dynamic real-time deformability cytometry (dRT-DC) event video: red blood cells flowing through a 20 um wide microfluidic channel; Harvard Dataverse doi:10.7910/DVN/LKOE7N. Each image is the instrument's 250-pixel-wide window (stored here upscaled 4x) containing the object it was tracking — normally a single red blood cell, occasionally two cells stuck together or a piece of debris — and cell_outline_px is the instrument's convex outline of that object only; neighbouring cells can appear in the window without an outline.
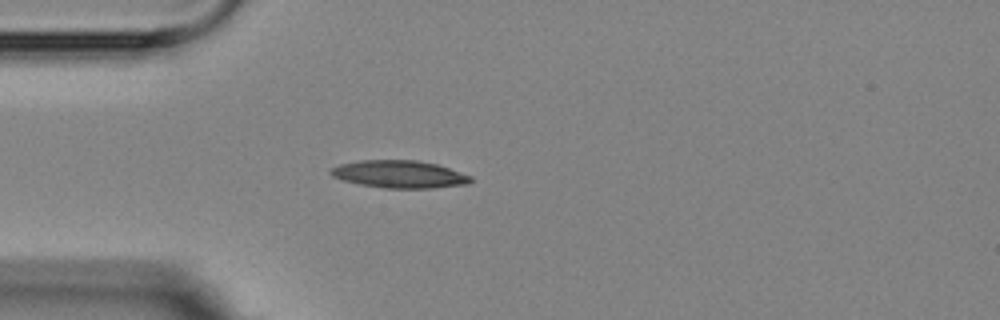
{"species": "Egyptian fruit bat (a non-hibernating species)", "species_latin": "Rousettus aegyptiacus", "temperature_condition": "room temperature", "stored_images_in_passage": 4, "camera_frame_rate_fps": 3000, "um_per_image_px": 0.085, "animal": {"sex": "female"}, "frame": {"image": 1, "passage_image": 4, "time_ms": 3.333, "image_size_px": [1000, 320], "cell_outline_px": [[472, 180], [468, 184], [432, 188], [384, 188], [360, 184], [344, 180], [332, 176], [328, 172], [332, 168], [340, 164], [360, 160], [416, 160], [436, 164], [472, 176]], "centroid_in_image_um": [33.95, 14.81], "position_along_channel_um": 51.1, "area_um2": 22.31}}